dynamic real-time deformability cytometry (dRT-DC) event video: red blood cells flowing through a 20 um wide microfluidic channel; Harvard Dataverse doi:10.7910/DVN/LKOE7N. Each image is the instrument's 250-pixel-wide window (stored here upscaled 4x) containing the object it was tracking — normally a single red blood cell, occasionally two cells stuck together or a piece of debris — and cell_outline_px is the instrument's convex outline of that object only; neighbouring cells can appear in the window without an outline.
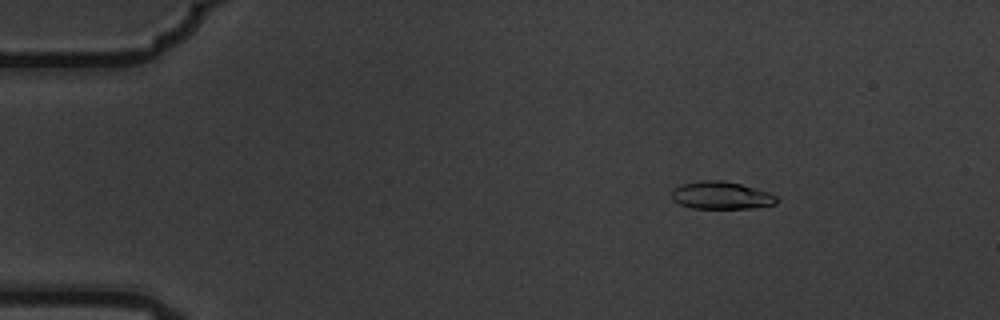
{"species": "common noctule bat (a hibernating species)", "species_latin": "Nyctalus noctula", "temperature_condition": "warm", "stored_images_in_passage": 8, "camera_frame_rate_fps": 3000, "um_per_image_px": 0.085, "animal": {"sex": "male", "body_mass_g": 19.5, "forearm_length_mm": 54.6}, "frame": {"image": 1, "passage_image": 1, "time_ms": 0.0, "image_size_px": [1000, 320], "cell_outline_px": [[780, 200], [776, 204], [752, 208], [692, 208], [680, 204], [672, 200], [672, 188], [680, 184], [700, 180], [720, 180], [740, 184], [768, 192], [776, 196]], "centroid_in_image_um": [61.28, 16.6], "position_along_channel_um": 23.7, "area_um2": 16.94}}
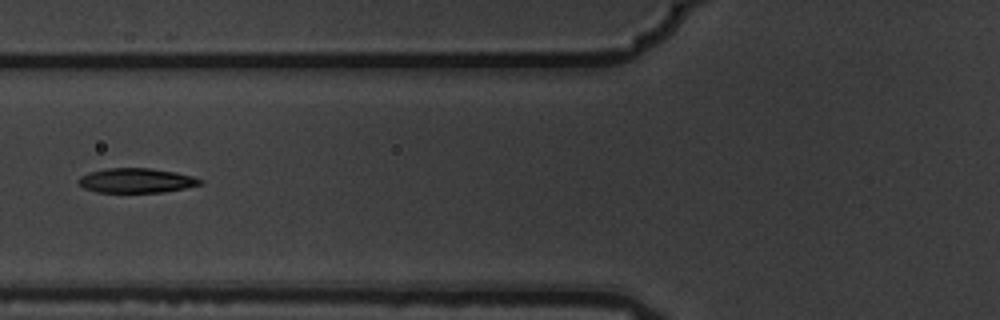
{"frame": {"image": 2, "passage_image": 5, "time_ms": 1.333, "image_size_px": [1000, 320], "cell_outline_px": [[204, 184], [164, 192], [96, 192], [84, 188], [76, 180], [80, 176], [88, 172], [108, 168], [152, 168], [176, 172], [192, 176], [204, 180]], "centroid_in_image_um": [11.6, 15.34], "position_along_channel_um": 114.2, "area_um2": 17.57}}
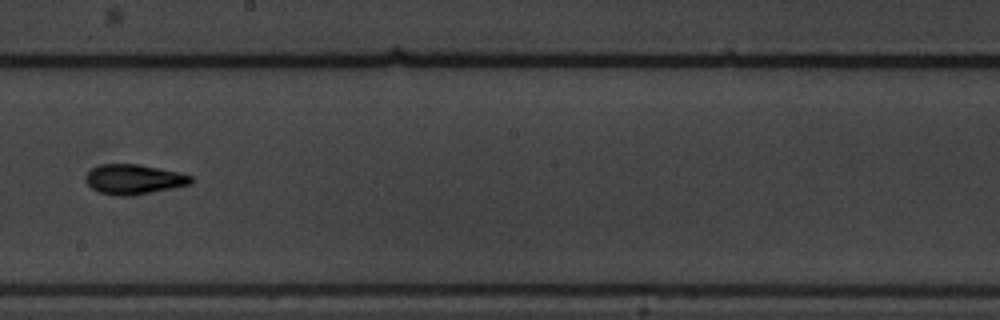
{"frame": {"image": 3, "passage_image": 8, "time_ms": 2.333, "image_size_px": [1000, 320], "cell_outline_px": [[196, 180], [192, 184], [132, 196], [116, 196], [96, 192], [84, 180], [84, 176], [92, 168], [100, 164], [140, 164], [180, 172], [192, 176]], "centroid_in_image_um": [11.39, 15.24], "position_along_channel_um": 236.8, "area_um2": 18.73}}